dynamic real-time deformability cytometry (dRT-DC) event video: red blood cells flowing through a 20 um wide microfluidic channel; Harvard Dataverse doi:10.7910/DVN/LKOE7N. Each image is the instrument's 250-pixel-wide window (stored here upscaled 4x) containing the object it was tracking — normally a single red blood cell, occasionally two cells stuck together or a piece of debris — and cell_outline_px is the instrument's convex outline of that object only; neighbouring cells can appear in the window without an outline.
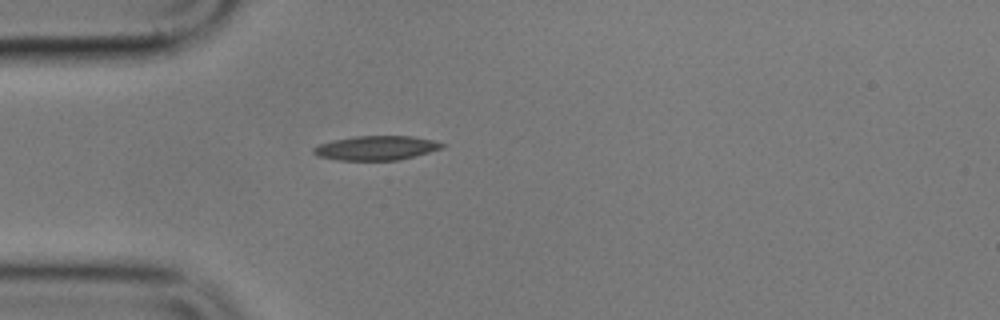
{"species": "common noctule bat (a hibernating species)", "species_latin": "Nyctalus noctula", "temperature_condition": "cold", "stored_images_in_passage": 1, "camera_frame_rate_fps": 3000, "um_per_image_px": 0.085, "animal": {"sex": "male", "body_mass_g": 17.9}, "frame": {"image": 1, "passage_image": 1, "time_ms": 0.0, "image_size_px": [1000, 320], "cell_outline_px": [[448, 144], [444, 148], [400, 160], [336, 160], [316, 156], [312, 152], [312, 148], [320, 144], [332, 140], [356, 136], [412, 136], [432, 140]], "centroid_in_image_um": [31.98, 12.58], "position_along_channel_um": 53.0, "area_um2": 18.38}}